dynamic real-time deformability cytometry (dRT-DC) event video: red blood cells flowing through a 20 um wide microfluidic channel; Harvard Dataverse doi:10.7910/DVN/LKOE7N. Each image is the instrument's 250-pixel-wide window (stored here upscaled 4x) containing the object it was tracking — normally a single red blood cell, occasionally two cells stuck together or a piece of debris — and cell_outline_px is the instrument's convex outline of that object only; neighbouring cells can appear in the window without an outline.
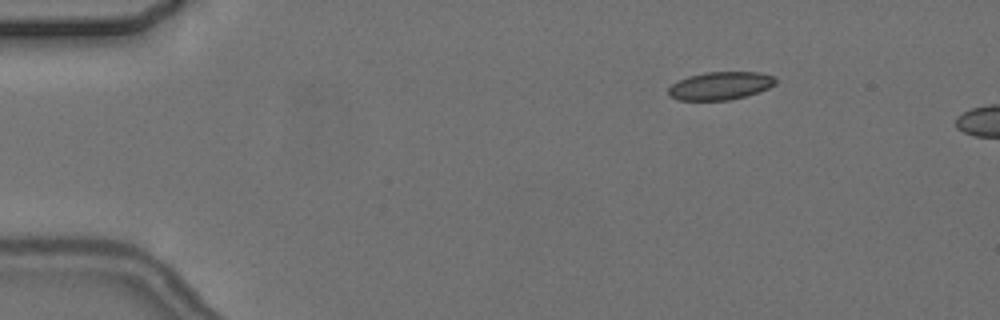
{"species": "common noctule bat (a hibernating species)", "species_latin": "Nyctalus noctula", "temperature_condition": "cold", "stored_images_in_passage": 4, "camera_frame_rate_fps": 3000, "um_per_image_px": 0.085, "animal": {"sex": "female", "body_mass_g": 24.6, "forearm_length_mm": 56.2}, "frame": {"image": 1, "passage_image": 3, "time_ms": 2.333, "image_size_px": [1000, 320], "cell_outline_px": [[776, 84], [768, 88], [744, 96], [728, 100], [676, 100], [668, 96], [668, 88], [676, 80], [688, 76], [704, 72], [760, 72], [776, 76]], "centroid_in_image_um": [61.19, 7.28], "position_along_channel_um": 23.8, "area_um2": 17.63}}